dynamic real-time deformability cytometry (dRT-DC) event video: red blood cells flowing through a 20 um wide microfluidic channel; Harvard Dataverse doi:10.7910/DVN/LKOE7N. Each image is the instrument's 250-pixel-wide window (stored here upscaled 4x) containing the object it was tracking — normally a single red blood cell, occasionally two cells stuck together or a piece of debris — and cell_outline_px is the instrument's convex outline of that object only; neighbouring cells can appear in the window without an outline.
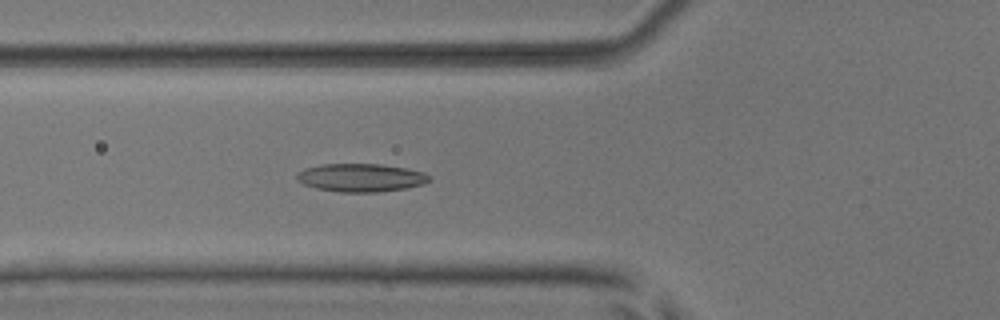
{"species": "common noctule bat (a hibernating species)", "species_latin": "Nyctalus noctula", "temperature_condition": "room temperature", "stored_images_in_passage": 6, "camera_frame_rate_fps": 3000, "um_per_image_px": 0.085, "animal": {"sex": "male", "body_mass_g": 17.9, "forearm_length_mm": 54.2}, "frame": {"image": 1, "passage_image": 6, "time_ms": 6.0, "image_size_px": [1000, 320], "cell_outline_px": [[428, 180], [424, 184], [404, 188], [376, 192], [340, 192], [316, 188], [304, 184], [296, 180], [296, 172], [304, 168], [320, 164], [380, 164], [408, 168], [424, 172], [428, 176]], "centroid_in_image_um": [30.62, 15.09], "position_along_channel_um": 95.2, "area_um2": 21.73}}